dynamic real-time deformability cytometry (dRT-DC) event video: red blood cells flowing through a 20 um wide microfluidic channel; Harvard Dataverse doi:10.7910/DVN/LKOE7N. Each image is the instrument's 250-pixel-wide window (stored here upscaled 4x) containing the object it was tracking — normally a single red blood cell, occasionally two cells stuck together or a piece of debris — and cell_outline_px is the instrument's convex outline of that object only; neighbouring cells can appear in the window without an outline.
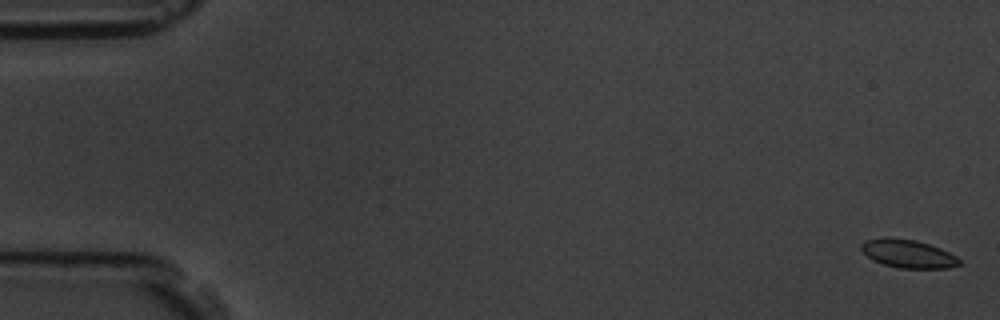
{"species": "common noctule bat (a hibernating species)", "species_latin": "Nyctalus noctula", "temperature_condition": "room temperature", "stored_images_in_passage": 58, "camera_frame_rate_fps": 3000, "um_per_image_px": 0.085, "animal": {"sex": "male", "body_mass_g": 19.5, "forearm_length_mm": 54.6}, "frame": {"image": 1, "passage_image": 2, "time_ms": 0.333, "image_size_px": [1000, 320], "cell_outline_px": [[960, 264], [948, 268], [900, 268], [884, 264], [872, 260], [860, 248], [860, 244], [868, 240], [884, 236], [888, 236], [916, 240], [940, 248], [956, 256], [960, 260]], "centroid_in_image_um": [77.16, 21.55], "position_along_channel_um": 7.8, "area_um2": 16.13}}
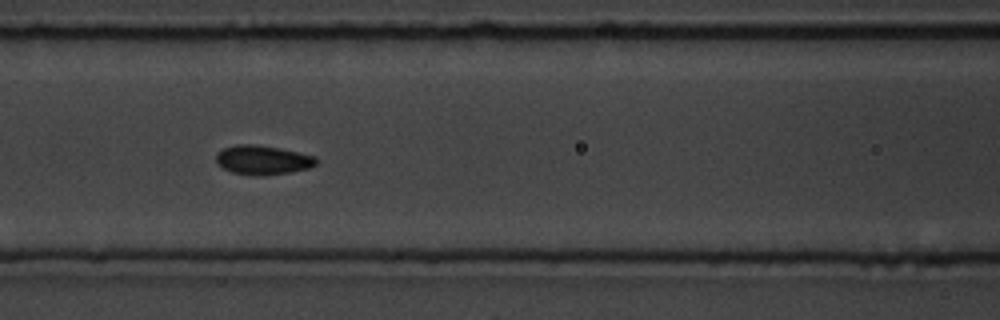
{"frame": {"image": 2, "passage_image": 26, "time_ms": 8.333, "image_size_px": [1000, 320], "cell_outline_px": [[316, 164], [308, 168], [292, 172], [264, 176], [252, 176], [232, 172], [216, 164], [216, 152], [224, 148], [236, 144], [256, 144], [280, 148], [316, 156]], "centroid_in_image_um": [22.31, 13.6], "position_along_channel_um": 144.3, "area_um2": 17.28}}
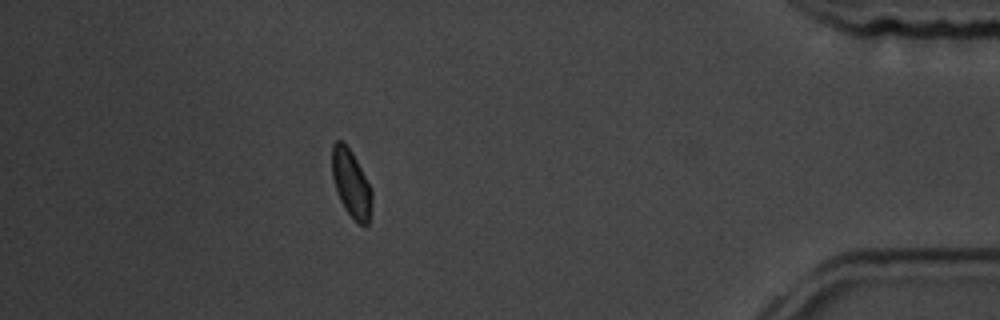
{"frame": {"image": 3, "passage_image": 52, "time_ms": 17.0, "image_size_px": [1000, 320], "cell_outline_px": [[372, 204], [368, 224], [364, 228], [344, 208], [336, 192], [332, 176], [332, 144], [336, 140], [340, 140], [352, 152], [372, 188]], "centroid_in_image_um": [29.85, 15.61], "position_along_channel_um": 405.3, "area_um2": 15.72}, "authors_computed_cell_mechanics": {"area_um2": 15.9817, "velocity_mm_per_s": 3.5673, "shape_relaxation_time_tau1_ms": 5.7693, "shape_relaxation_time_tau2_ms": 6.5937, "deformation_change_tau1": 0.095, "deformation_change_tau2": 0.1065}}